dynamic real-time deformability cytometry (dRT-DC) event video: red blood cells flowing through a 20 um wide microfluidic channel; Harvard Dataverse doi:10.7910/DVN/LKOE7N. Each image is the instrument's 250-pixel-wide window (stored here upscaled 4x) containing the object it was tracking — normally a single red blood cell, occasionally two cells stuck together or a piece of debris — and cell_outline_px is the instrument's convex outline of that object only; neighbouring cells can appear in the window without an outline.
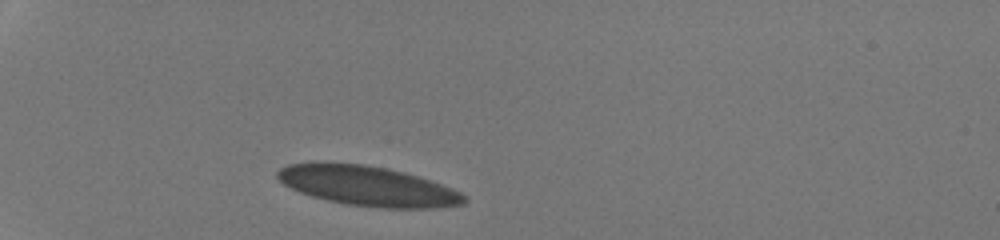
{"species": "human", "species_latin": "Homo sapiens", "temperature_condition": "room temperature", "stored_images_in_passage": 36, "camera_frame_rate_fps": 3000, "um_per_image_px": 0.085, "donor": {"sex": "male"}, "frame": {"image": 1, "passage_image": 1, "time_ms": 0.0, "image_size_px": [1000, 240], "cell_outline_px": [[464, 204], [436, 208], [384, 208], [348, 204], [328, 200], [312, 196], [300, 192], [284, 184], [276, 176], [276, 172], [280, 168], [288, 164], [360, 164], [384, 168], [404, 172], [440, 184], [460, 192], [464, 196]], "centroid_in_image_um": [31.26, 15.83], "position_along_channel_um": 53.7, "area_um2": 42.19}}
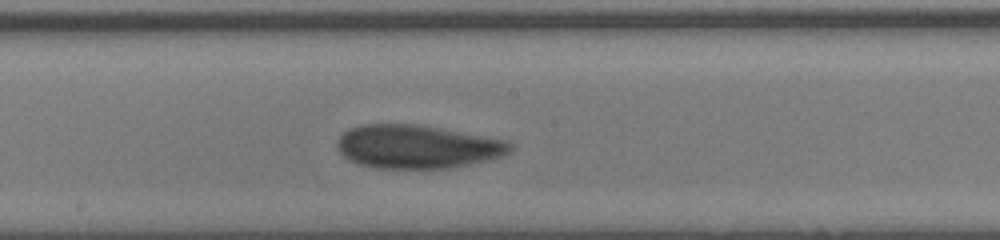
{"frame": {"image": 2, "passage_image": 16, "time_ms": 5.0, "image_size_px": [1000, 240], "cell_outline_px": [[512, 148], [504, 156], [468, 164], [448, 168], [376, 168], [356, 164], [348, 160], [340, 152], [336, 144], [340, 136], [348, 128], [360, 124], [416, 124], [440, 128], [508, 140], [512, 144]], "centroid_in_image_um": [35.43, 12.46], "position_along_channel_um": 212.8, "area_um2": 43.87}}
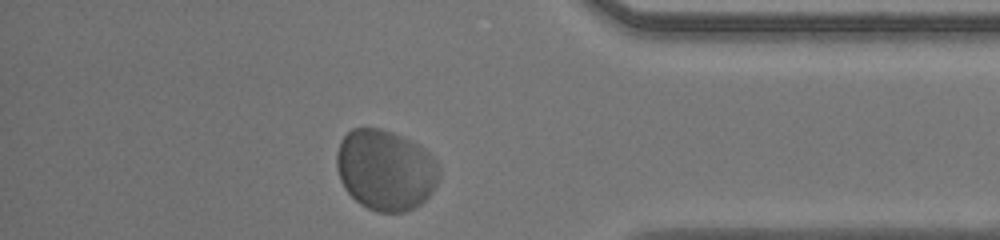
{"frame": {"image": 3, "passage_image": 31, "time_ms": 10.0, "image_size_px": [1000, 240], "cell_outline_px": [[440, 176], [432, 192], [420, 204], [404, 212], [376, 212], [360, 204], [344, 188], [340, 180], [336, 168], [336, 152], [340, 140], [352, 128], [380, 128], [392, 132], [416, 144], [428, 152], [436, 160], [440, 168]], "centroid_in_image_um": [32.75, 14.45], "position_along_channel_um": 402.5, "area_um2": 48.26}, "authors_computed_cell_mechanics": {"area_um2": 44.1881, "velocity_mm_per_s": 4.032, "shape_relaxation_time_tau1_ms": 4.7467, "shape_relaxation_time_tau2_ms": null, "deformation_change_tau1": 0.0999, "deformation_change_tau2": null}}